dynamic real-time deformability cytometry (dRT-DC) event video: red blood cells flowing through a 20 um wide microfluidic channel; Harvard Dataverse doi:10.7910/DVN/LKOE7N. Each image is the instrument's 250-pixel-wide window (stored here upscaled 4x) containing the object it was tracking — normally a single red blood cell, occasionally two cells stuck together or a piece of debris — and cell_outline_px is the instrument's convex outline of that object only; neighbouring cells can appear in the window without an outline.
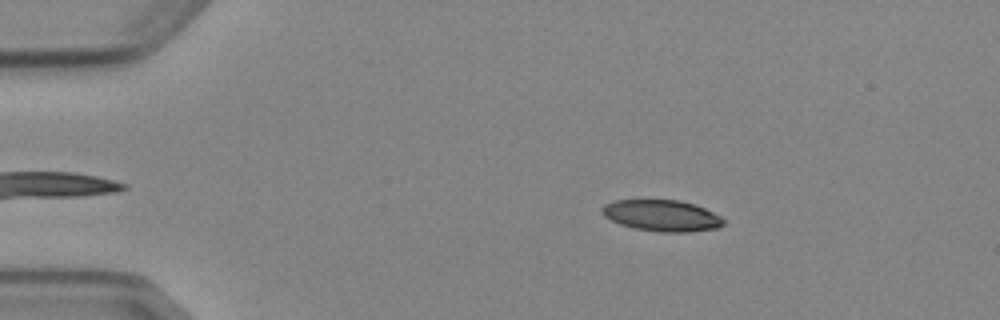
{"species": "Egyptian fruit bat (a non-hibernating species)", "species_latin": "Rousettus aegyptiacus", "temperature_condition": "cold", "stored_images_in_passage": 3, "camera_frame_rate_fps": 3000, "um_per_image_px": 0.085, "animal": {"sex": "female"}, "frame": {"image": 1, "passage_image": 2, "time_ms": 1.333, "image_size_px": [1000, 320], "cell_outline_px": [[724, 224], [716, 228], [688, 232], [656, 232], [632, 228], [620, 224], [604, 216], [600, 212], [600, 208], [604, 204], [612, 200], [680, 200], [696, 204], [720, 216], [724, 220]], "centroid_in_image_um": [56.21, 18.32], "position_along_channel_um": 28.8, "area_um2": 22.37}}